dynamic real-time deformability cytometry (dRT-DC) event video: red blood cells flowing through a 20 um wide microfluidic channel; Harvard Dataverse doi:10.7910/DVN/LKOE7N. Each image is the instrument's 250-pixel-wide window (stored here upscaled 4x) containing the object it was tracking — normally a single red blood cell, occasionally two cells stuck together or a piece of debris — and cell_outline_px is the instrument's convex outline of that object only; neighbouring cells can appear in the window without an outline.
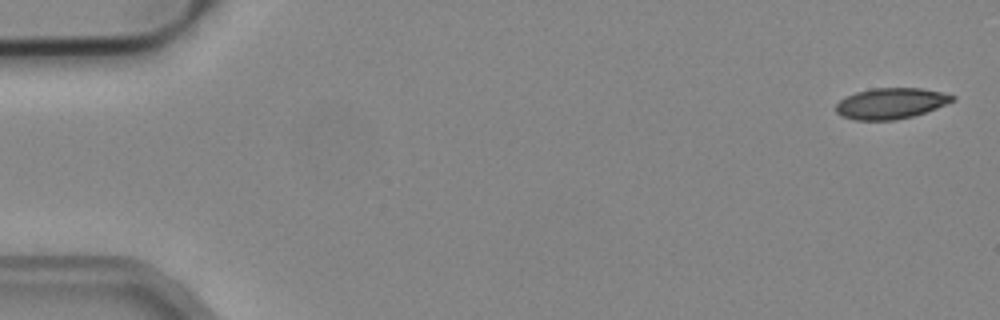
{"species": "common noctule bat (a hibernating species)", "species_latin": "Nyctalus noctula", "temperature_condition": "cold", "stored_images_in_passage": 4, "camera_frame_rate_fps": 3000, "um_per_image_px": 0.085, "animal": {"sex": "male", "body_mass_g": 19.2, "forearm_length_mm": 51.8}, "frame": {"image": 1, "passage_image": 1, "time_ms": 0.0, "image_size_px": [1000, 320], "cell_outline_px": [[956, 100], [936, 108], [912, 116], [896, 120], [856, 120], [840, 116], [836, 112], [836, 104], [840, 100], [856, 92], [872, 88], [920, 88], [940, 92], [956, 96]], "centroid_in_image_um": [75.71, 8.79], "position_along_channel_um": 9.3, "area_um2": 20.87}}
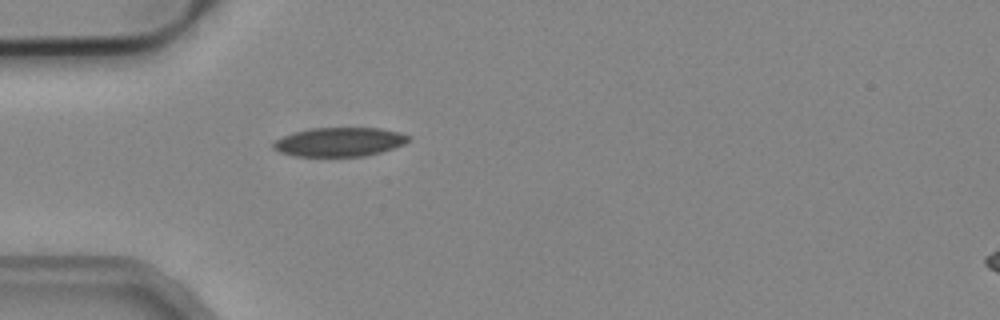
{"frame": {"image": 2, "passage_image": 4, "time_ms": 1.0, "image_size_px": [1000, 320], "cell_outline_px": [[412, 136], [404, 144], [380, 152], [364, 156], [296, 156], [280, 152], [272, 148], [272, 140], [292, 132], [312, 128], [380, 128], [400, 132]], "centroid_in_image_um": [28.81, 12.05], "position_along_channel_um": 56.2, "area_um2": 22.95}}